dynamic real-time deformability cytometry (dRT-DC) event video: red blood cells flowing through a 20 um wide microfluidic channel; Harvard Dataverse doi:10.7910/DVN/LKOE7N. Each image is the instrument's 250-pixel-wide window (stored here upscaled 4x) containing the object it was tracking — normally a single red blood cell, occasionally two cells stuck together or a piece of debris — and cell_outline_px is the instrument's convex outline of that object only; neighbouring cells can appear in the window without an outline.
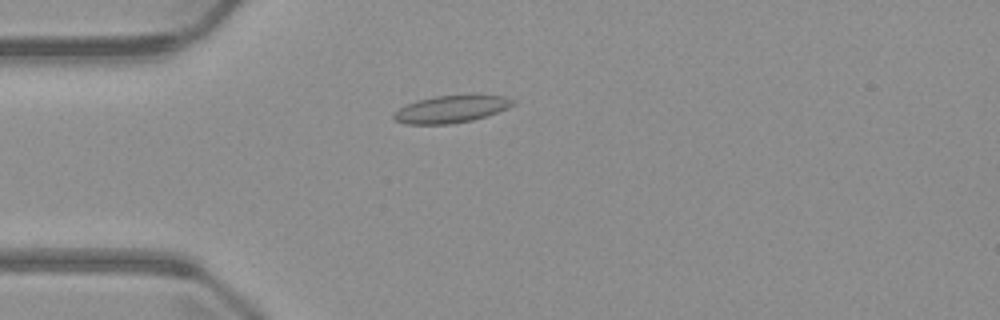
{"species": "common noctule bat (a hibernating species)", "species_latin": "Nyctalus noctula", "temperature_condition": "warm", "stored_images_in_passage": 4, "camera_frame_rate_fps": 3000, "um_per_image_px": 0.085, "animal": {"sex": "male", "body_mass_g": 23.1, "forearm_length_mm": 52.7}, "frame": {"image": 1, "passage_image": 4, "time_ms": 3.667, "image_size_px": [1000, 320], "cell_outline_px": [[516, 104], [508, 108], [472, 120], [452, 124], [408, 124], [396, 120], [392, 116], [392, 112], [416, 100], [436, 96], [480, 92], [508, 96], [516, 100]], "centroid_in_image_um": [38.45, 9.22], "position_along_channel_um": 46.5, "area_um2": 19.71}}